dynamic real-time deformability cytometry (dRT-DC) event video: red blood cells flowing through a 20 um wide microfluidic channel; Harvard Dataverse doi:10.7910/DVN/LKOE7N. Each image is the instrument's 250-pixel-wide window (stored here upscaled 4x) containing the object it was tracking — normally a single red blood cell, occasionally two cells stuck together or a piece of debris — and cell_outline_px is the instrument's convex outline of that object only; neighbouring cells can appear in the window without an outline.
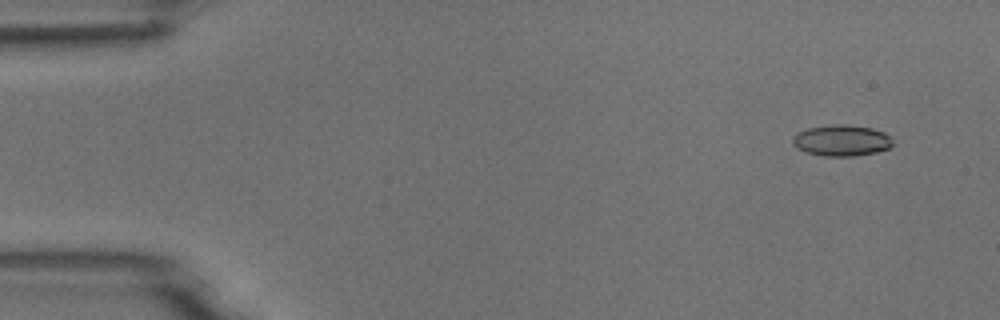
{"species": "common noctule bat (a hibernating species)", "species_latin": "Nyctalus noctula", "temperature_condition": "room temperature", "stored_images_in_passage": 9, "camera_frame_rate_fps": 3000, "um_per_image_px": 0.085, "animal": {"sex": "male", "body_mass_g": 18.8}, "frame": {"image": 1, "passage_image": 1, "time_ms": 0.0, "image_size_px": [1000, 320], "cell_outline_px": [[892, 144], [888, 148], [876, 152], [852, 156], [824, 156], [804, 152], [796, 148], [792, 144], [792, 136], [796, 132], [808, 128], [836, 124], [844, 124], [872, 128], [884, 132], [892, 136]], "centroid_in_image_um": [71.5, 11.94], "position_along_channel_um": 13.5, "area_um2": 18.32}}
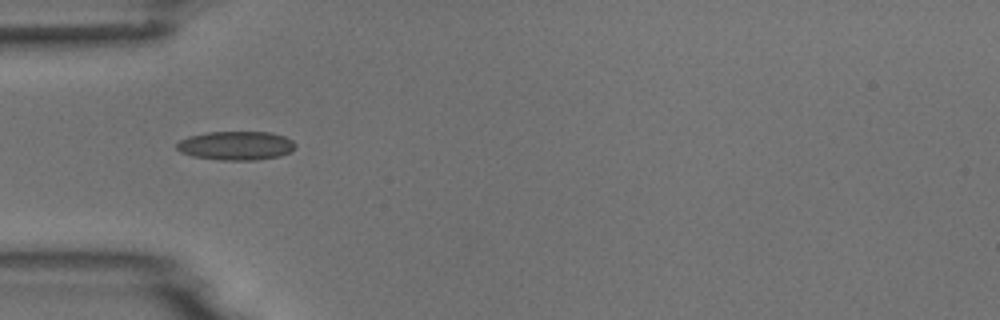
{"frame": {"image": 2, "passage_image": 4, "time_ms": 4.333, "image_size_px": [1000, 320], "cell_outline_px": [[296, 148], [292, 152], [280, 156], [256, 160], [220, 160], [192, 156], [180, 152], [176, 148], [176, 144], [180, 140], [188, 136], [208, 132], [272, 132], [284, 136], [292, 140], [296, 144]], "centroid_in_image_um": [20.08, 12.38], "position_along_channel_um": 64.9, "area_um2": 20.17}}
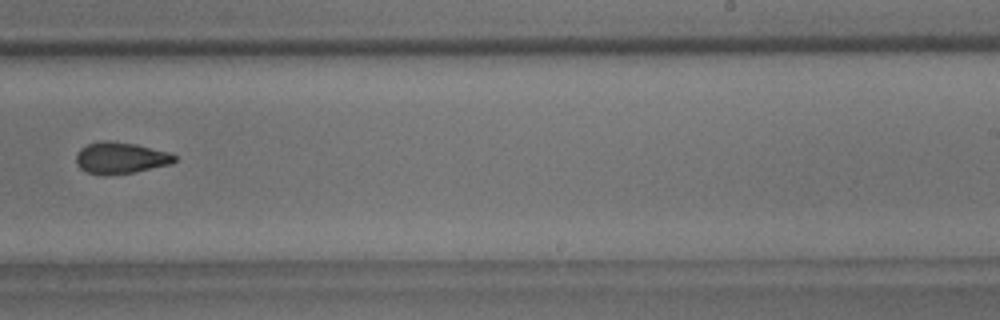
{"frame": {"image": 3, "passage_image": 9, "time_ms": 10.0, "image_size_px": [1000, 320], "cell_outline_px": [[176, 160], [172, 164], [132, 172], [104, 176], [88, 172], [80, 168], [76, 164], [76, 152], [80, 148], [88, 144], [100, 140], [108, 140], [136, 144], [168, 152], [176, 156]], "centroid_in_image_um": [10.21, 13.42], "position_along_channel_um": 278.8, "area_um2": 18.15}}